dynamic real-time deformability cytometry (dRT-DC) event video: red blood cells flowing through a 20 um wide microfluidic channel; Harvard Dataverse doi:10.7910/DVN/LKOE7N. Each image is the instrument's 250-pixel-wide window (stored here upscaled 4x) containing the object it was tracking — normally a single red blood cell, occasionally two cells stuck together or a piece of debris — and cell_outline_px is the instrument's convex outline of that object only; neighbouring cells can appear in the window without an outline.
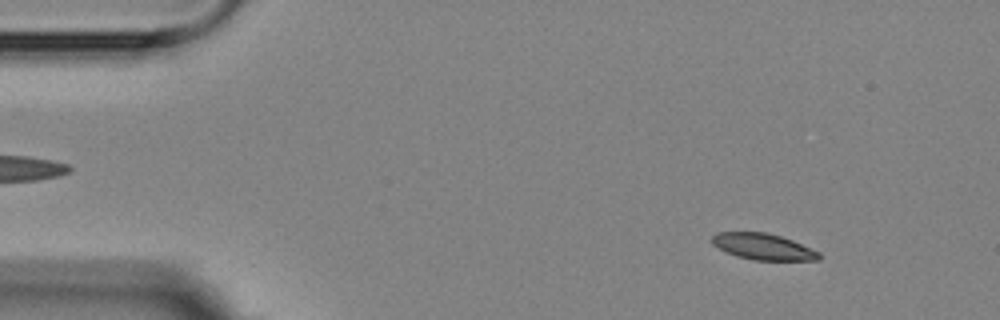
{"species": "Egyptian fruit bat (a non-hibernating species)", "species_latin": "Rousettus aegyptiacus", "temperature_condition": "room temperature", "stored_images_in_passage": 6, "camera_frame_rate_fps": 3000, "um_per_image_px": 0.085, "animal": {"sex": "female"}, "frame": {"image": 1, "passage_image": 1, "time_ms": 0.0, "image_size_px": [1000, 320], "cell_outline_px": [[820, 260], [752, 260], [736, 256], [712, 244], [712, 236], [716, 232], [768, 232], [792, 240], [820, 252]], "centroid_in_image_um": [64.87, 20.96], "position_along_channel_um": 20.1, "area_um2": 16.3}}
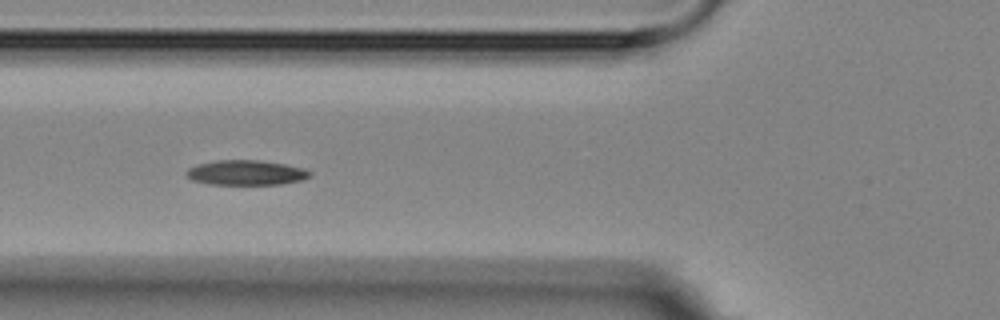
{"frame": {"image": 2, "passage_image": 5, "time_ms": 4.667, "image_size_px": [1000, 320], "cell_outline_px": [[312, 176], [304, 180], [280, 184], [208, 184], [192, 180], [184, 176], [184, 172], [188, 168], [196, 164], [216, 160], [260, 160], [284, 164], [304, 168], [312, 172]], "centroid_in_image_um": [20.89, 14.67], "position_along_channel_um": 104.9, "area_um2": 18.21}}
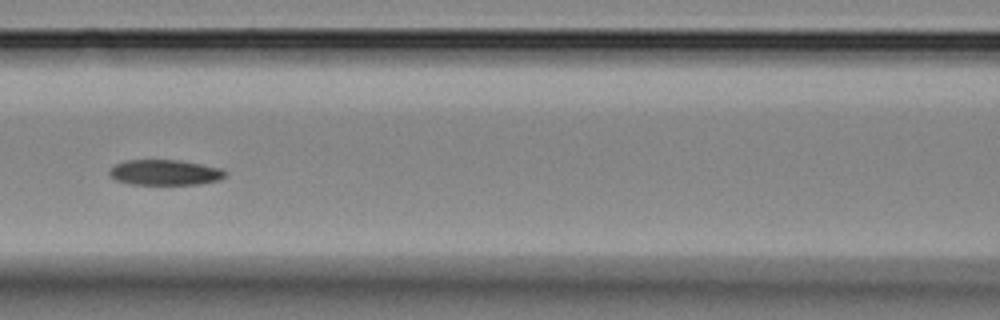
{"frame": {"image": 3, "passage_image": 6, "time_ms": 6.0, "image_size_px": [1000, 320], "cell_outline_px": [[228, 172], [220, 180], [200, 184], [128, 184], [116, 180], [108, 172], [116, 164], [128, 160], [180, 160], [220, 168]], "centroid_in_image_um": [14.04, 14.66], "position_along_channel_um": 152.6, "area_um2": 17.05}}